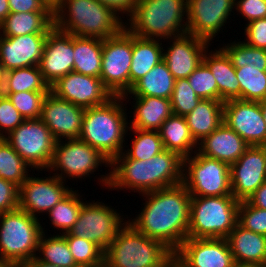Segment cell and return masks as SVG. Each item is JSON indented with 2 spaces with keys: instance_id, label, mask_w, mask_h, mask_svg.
<instances>
[{
  "instance_id": "obj_10",
  "label": "cell",
  "mask_w": 266,
  "mask_h": 267,
  "mask_svg": "<svg viewBox=\"0 0 266 267\" xmlns=\"http://www.w3.org/2000/svg\"><path fill=\"white\" fill-rule=\"evenodd\" d=\"M132 52L133 35L126 28L103 39L100 79L113 96H123L130 90Z\"/></svg>"
},
{
  "instance_id": "obj_1",
  "label": "cell",
  "mask_w": 266,
  "mask_h": 267,
  "mask_svg": "<svg viewBox=\"0 0 266 267\" xmlns=\"http://www.w3.org/2000/svg\"><path fill=\"white\" fill-rule=\"evenodd\" d=\"M145 206L132 220L136 230L147 237L160 241L173 253L185 241L190 223L191 195L179 185L143 193Z\"/></svg>"
},
{
  "instance_id": "obj_12",
  "label": "cell",
  "mask_w": 266,
  "mask_h": 267,
  "mask_svg": "<svg viewBox=\"0 0 266 267\" xmlns=\"http://www.w3.org/2000/svg\"><path fill=\"white\" fill-rule=\"evenodd\" d=\"M121 217L117 210L114 211L107 204L85 201L69 233L95 243L105 252L127 224Z\"/></svg>"
},
{
  "instance_id": "obj_9",
  "label": "cell",
  "mask_w": 266,
  "mask_h": 267,
  "mask_svg": "<svg viewBox=\"0 0 266 267\" xmlns=\"http://www.w3.org/2000/svg\"><path fill=\"white\" fill-rule=\"evenodd\" d=\"M4 139L32 168L48 169L54 154L56 140L47 125L39 119L24 120Z\"/></svg>"
},
{
  "instance_id": "obj_34",
  "label": "cell",
  "mask_w": 266,
  "mask_h": 267,
  "mask_svg": "<svg viewBox=\"0 0 266 267\" xmlns=\"http://www.w3.org/2000/svg\"><path fill=\"white\" fill-rule=\"evenodd\" d=\"M103 39L74 36L73 71L99 77L102 68Z\"/></svg>"
},
{
  "instance_id": "obj_42",
  "label": "cell",
  "mask_w": 266,
  "mask_h": 267,
  "mask_svg": "<svg viewBox=\"0 0 266 267\" xmlns=\"http://www.w3.org/2000/svg\"><path fill=\"white\" fill-rule=\"evenodd\" d=\"M132 129L136 136L132 141V146L127 149L126 154L135 160H148L164 150L162 140L158 131L151 130H139L136 128Z\"/></svg>"
},
{
  "instance_id": "obj_38",
  "label": "cell",
  "mask_w": 266,
  "mask_h": 267,
  "mask_svg": "<svg viewBox=\"0 0 266 267\" xmlns=\"http://www.w3.org/2000/svg\"><path fill=\"white\" fill-rule=\"evenodd\" d=\"M30 166L4 139L0 138V178L11 181L19 187L29 177Z\"/></svg>"
},
{
  "instance_id": "obj_13",
  "label": "cell",
  "mask_w": 266,
  "mask_h": 267,
  "mask_svg": "<svg viewBox=\"0 0 266 267\" xmlns=\"http://www.w3.org/2000/svg\"><path fill=\"white\" fill-rule=\"evenodd\" d=\"M234 8L235 0H187V33L210 43Z\"/></svg>"
},
{
  "instance_id": "obj_23",
  "label": "cell",
  "mask_w": 266,
  "mask_h": 267,
  "mask_svg": "<svg viewBox=\"0 0 266 267\" xmlns=\"http://www.w3.org/2000/svg\"><path fill=\"white\" fill-rule=\"evenodd\" d=\"M48 34L0 35V61L5 71L38 66Z\"/></svg>"
},
{
  "instance_id": "obj_35",
  "label": "cell",
  "mask_w": 266,
  "mask_h": 267,
  "mask_svg": "<svg viewBox=\"0 0 266 267\" xmlns=\"http://www.w3.org/2000/svg\"><path fill=\"white\" fill-rule=\"evenodd\" d=\"M24 91H50V86L43 79L39 66L12 69L5 73L1 93H18Z\"/></svg>"
},
{
  "instance_id": "obj_19",
  "label": "cell",
  "mask_w": 266,
  "mask_h": 267,
  "mask_svg": "<svg viewBox=\"0 0 266 267\" xmlns=\"http://www.w3.org/2000/svg\"><path fill=\"white\" fill-rule=\"evenodd\" d=\"M43 79L51 86L58 79L73 71L74 35L55 26L48 32L39 63Z\"/></svg>"
},
{
  "instance_id": "obj_6",
  "label": "cell",
  "mask_w": 266,
  "mask_h": 267,
  "mask_svg": "<svg viewBox=\"0 0 266 267\" xmlns=\"http://www.w3.org/2000/svg\"><path fill=\"white\" fill-rule=\"evenodd\" d=\"M42 227L39 218L19 208L0 214V258L18 267L36 257Z\"/></svg>"
},
{
  "instance_id": "obj_28",
  "label": "cell",
  "mask_w": 266,
  "mask_h": 267,
  "mask_svg": "<svg viewBox=\"0 0 266 267\" xmlns=\"http://www.w3.org/2000/svg\"><path fill=\"white\" fill-rule=\"evenodd\" d=\"M183 159L164 149L149 159L151 191L179 185L183 181Z\"/></svg>"
},
{
  "instance_id": "obj_39",
  "label": "cell",
  "mask_w": 266,
  "mask_h": 267,
  "mask_svg": "<svg viewBox=\"0 0 266 267\" xmlns=\"http://www.w3.org/2000/svg\"><path fill=\"white\" fill-rule=\"evenodd\" d=\"M79 192L74 189L61 201H59L48 213L53 228H59L62 235L68 233L77 221L79 212L84 201L81 200Z\"/></svg>"
},
{
  "instance_id": "obj_14",
  "label": "cell",
  "mask_w": 266,
  "mask_h": 267,
  "mask_svg": "<svg viewBox=\"0 0 266 267\" xmlns=\"http://www.w3.org/2000/svg\"><path fill=\"white\" fill-rule=\"evenodd\" d=\"M182 267H234L226 238H186L174 253Z\"/></svg>"
},
{
  "instance_id": "obj_43",
  "label": "cell",
  "mask_w": 266,
  "mask_h": 267,
  "mask_svg": "<svg viewBox=\"0 0 266 267\" xmlns=\"http://www.w3.org/2000/svg\"><path fill=\"white\" fill-rule=\"evenodd\" d=\"M49 91H24L18 93H2L7 96L25 120L39 119L42 105Z\"/></svg>"
},
{
  "instance_id": "obj_18",
  "label": "cell",
  "mask_w": 266,
  "mask_h": 267,
  "mask_svg": "<svg viewBox=\"0 0 266 267\" xmlns=\"http://www.w3.org/2000/svg\"><path fill=\"white\" fill-rule=\"evenodd\" d=\"M50 92L82 108L106 103L113 97L99 77L70 72L50 86Z\"/></svg>"
},
{
  "instance_id": "obj_11",
  "label": "cell",
  "mask_w": 266,
  "mask_h": 267,
  "mask_svg": "<svg viewBox=\"0 0 266 267\" xmlns=\"http://www.w3.org/2000/svg\"><path fill=\"white\" fill-rule=\"evenodd\" d=\"M65 142V143H64ZM56 141L52 161L47 170L61 171L53 173L66 181V178L89 177L99 166L110 167L111 161L99 150L78 139Z\"/></svg>"
},
{
  "instance_id": "obj_54",
  "label": "cell",
  "mask_w": 266,
  "mask_h": 267,
  "mask_svg": "<svg viewBox=\"0 0 266 267\" xmlns=\"http://www.w3.org/2000/svg\"><path fill=\"white\" fill-rule=\"evenodd\" d=\"M18 267H60L38 260L36 257L26 261Z\"/></svg>"
},
{
  "instance_id": "obj_27",
  "label": "cell",
  "mask_w": 266,
  "mask_h": 267,
  "mask_svg": "<svg viewBox=\"0 0 266 267\" xmlns=\"http://www.w3.org/2000/svg\"><path fill=\"white\" fill-rule=\"evenodd\" d=\"M133 120L129 128L158 131L172 112L170 99L154 96H134Z\"/></svg>"
},
{
  "instance_id": "obj_24",
  "label": "cell",
  "mask_w": 266,
  "mask_h": 267,
  "mask_svg": "<svg viewBox=\"0 0 266 267\" xmlns=\"http://www.w3.org/2000/svg\"><path fill=\"white\" fill-rule=\"evenodd\" d=\"M198 145L200 154L229 165L235 163L250 146L224 122Z\"/></svg>"
},
{
  "instance_id": "obj_40",
  "label": "cell",
  "mask_w": 266,
  "mask_h": 267,
  "mask_svg": "<svg viewBox=\"0 0 266 267\" xmlns=\"http://www.w3.org/2000/svg\"><path fill=\"white\" fill-rule=\"evenodd\" d=\"M236 42V43H235ZM230 58L234 68L248 66L262 67L266 71V49H259L246 44L244 41H234L221 47Z\"/></svg>"
},
{
  "instance_id": "obj_22",
  "label": "cell",
  "mask_w": 266,
  "mask_h": 267,
  "mask_svg": "<svg viewBox=\"0 0 266 267\" xmlns=\"http://www.w3.org/2000/svg\"><path fill=\"white\" fill-rule=\"evenodd\" d=\"M170 42L167 52L163 49V61L175 80L188 78L203 62L204 53L211 44L188 33L174 37Z\"/></svg>"
},
{
  "instance_id": "obj_58",
  "label": "cell",
  "mask_w": 266,
  "mask_h": 267,
  "mask_svg": "<svg viewBox=\"0 0 266 267\" xmlns=\"http://www.w3.org/2000/svg\"><path fill=\"white\" fill-rule=\"evenodd\" d=\"M178 260L175 256H173L165 265L162 267H176L178 265Z\"/></svg>"
},
{
  "instance_id": "obj_26",
  "label": "cell",
  "mask_w": 266,
  "mask_h": 267,
  "mask_svg": "<svg viewBox=\"0 0 266 267\" xmlns=\"http://www.w3.org/2000/svg\"><path fill=\"white\" fill-rule=\"evenodd\" d=\"M203 62L214 75L218 86V100L226 102L240 99V84L237 80L236 70L227 54L219 48L214 52L208 49L204 53Z\"/></svg>"
},
{
  "instance_id": "obj_29",
  "label": "cell",
  "mask_w": 266,
  "mask_h": 267,
  "mask_svg": "<svg viewBox=\"0 0 266 267\" xmlns=\"http://www.w3.org/2000/svg\"><path fill=\"white\" fill-rule=\"evenodd\" d=\"M223 105L219 100L201 99L185 116L191 136L198 144L223 123Z\"/></svg>"
},
{
  "instance_id": "obj_16",
  "label": "cell",
  "mask_w": 266,
  "mask_h": 267,
  "mask_svg": "<svg viewBox=\"0 0 266 267\" xmlns=\"http://www.w3.org/2000/svg\"><path fill=\"white\" fill-rule=\"evenodd\" d=\"M66 187L63 180L55 175L44 178L29 175L19 187L18 208L38 218L37 214L48 213L72 191V188Z\"/></svg>"
},
{
  "instance_id": "obj_7",
  "label": "cell",
  "mask_w": 266,
  "mask_h": 267,
  "mask_svg": "<svg viewBox=\"0 0 266 267\" xmlns=\"http://www.w3.org/2000/svg\"><path fill=\"white\" fill-rule=\"evenodd\" d=\"M239 203L233 195L191 196L187 238H227L237 224Z\"/></svg>"
},
{
  "instance_id": "obj_50",
  "label": "cell",
  "mask_w": 266,
  "mask_h": 267,
  "mask_svg": "<svg viewBox=\"0 0 266 267\" xmlns=\"http://www.w3.org/2000/svg\"><path fill=\"white\" fill-rule=\"evenodd\" d=\"M235 9L248 20V23L266 18V0H235Z\"/></svg>"
},
{
  "instance_id": "obj_30",
  "label": "cell",
  "mask_w": 266,
  "mask_h": 267,
  "mask_svg": "<svg viewBox=\"0 0 266 267\" xmlns=\"http://www.w3.org/2000/svg\"><path fill=\"white\" fill-rule=\"evenodd\" d=\"M53 27V12L10 13L0 25V35L48 34Z\"/></svg>"
},
{
  "instance_id": "obj_21",
  "label": "cell",
  "mask_w": 266,
  "mask_h": 267,
  "mask_svg": "<svg viewBox=\"0 0 266 267\" xmlns=\"http://www.w3.org/2000/svg\"><path fill=\"white\" fill-rule=\"evenodd\" d=\"M110 167L109 174L98 179L103 186L111 190L128 188L140 194L151 192L149 159H132L123 150L111 161Z\"/></svg>"
},
{
  "instance_id": "obj_51",
  "label": "cell",
  "mask_w": 266,
  "mask_h": 267,
  "mask_svg": "<svg viewBox=\"0 0 266 267\" xmlns=\"http://www.w3.org/2000/svg\"><path fill=\"white\" fill-rule=\"evenodd\" d=\"M10 13L53 12L47 0H8Z\"/></svg>"
},
{
  "instance_id": "obj_49",
  "label": "cell",
  "mask_w": 266,
  "mask_h": 267,
  "mask_svg": "<svg viewBox=\"0 0 266 267\" xmlns=\"http://www.w3.org/2000/svg\"><path fill=\"white\" fill-rule=\"evenodd\" d=\"M245 35L246 44L259 48L266 49V18L251 21L246 24Z\"/></svg>"
},
{
  "instance_id": "obj_55",
  "label": "cell",
  "mask_w": 266,
  "mask_h": 267,
  "mask_svg": "<svg viewBox=\"0 0 266 267\" xmlns=\"http://www.w3.org/2000/svg\"><path fill=\"white\" fill-rule=\"evenodd\" d=\"M10 14L8 0H0V25L5 18Z\"/></svg>"
},
{
  "instance_id": "obj_5",
  "label": "cell",
  "mask_w": 266,
  "mask_h": 267,
  "mask_svg": "<svg viewBox=\"0 0 266 267\" xmlns=\"http://www.w3.org/2000/svg\"><path fill=\"white\" fill-rule=\"evenodd\" d=\"M173 256L164 244L142 234L128 222L104 252V260L112 267H162Z\"/></svg>"
},
{
  "instance_id": "obj_56",
  "label": "cell",
  "mask_w": 266,
  "mask_h": 267,
  "mask_svg": "<svg viewBox=\"0 0 266 267\" xmlns=\"http://www.w3.org/2000/svg\"><path fill=\"white\" fill-rule=\"evenodd\" d=\"M5 69L3 67L2 62L0 61V91L2 90V87L4 85V81H5Z\"/></svg>"
},
{
  "instance_id": "obj_47",
  "label": "cell",
  "mask_w": 266,
  "mask_h": 267,
  "mask_svg": "<svg viewBox=\"0 0 266 267\" xmlns=\"http://www.w3.org/2000/svg\"><path fill=\"white\" fill-rule=\"evenodd\" d=\"M24 120L8 97L0 92V138L7 136V134L16 129Z\"/></svg>"
},
{
  "instance_id": "obj_20",
  "label": "cell",
  "mask_w": 266,
  "mask_h": 267,
  "mask_svg": "<svg viewBox=\"0 0 266 267\" xmlns=\"http://www.w3.org/2000/svg\"><path fill=\"white\" fill-rule=\"evenodd\" d=\"M84 111L85 108L58 98L49 91L42 105L40 119L47 125L56 141L64 138L78 139Z\"/></svg>"
},
{
  "instance_id": "obj_2",
  "label": "cell",
  "mask_w": 266,
  "mask_h": 267,
  "mask_svg": "<svg viewBox=\"0 0 266 267\" xmlns=\"http://www.w3.org/2000/svg\"><path fill=\"white\" fill-rule=\"evenodd\" d=\"M53 9L54 26L74 36L106 39L125 28L121 16L98 0H59Z\"/></svg>"
},
{
  "instance_id": "obj_60",
  "label": "cell",
  "mask_w": 266,
  "mask_h": 267,
  "mask_svg": "<svg viewBox=\"0 0 266 267\" xmlns=\"http://www.w3.org/2000/svg\"><path fill=\"white\" fill-rule=\"evenodd\" d=\"M0 267H13L9 262L0 258Z\"/></svg>"
},
{
  "instance_id": "obj_61",
  "label": "cell",
  "mask_w": 266,
  "mask_h": 267,
  "mask_svg": "<svg viewBox=\"0 0 266 267\" xmlns=\"http://www.w3.org/2000/svg\"><path fill=\"white\" fill-rule=\"evenodd\" d=\"M95 267H112V266L108 262H106L105 260H103L101 263H99Z\"/></svg>"
},
{
  "instance_id": "obj_4",
  "label": "cell",
  "mask_w": 266,
  "mask_h": 267,
  "mask_svg": "<svg viewBox=\"0 0 266 267\" xmlns=\"http://www.w3.org/2000/svg\"><path fill=\"white\" fill-rule=\"evenodd\" d=\"M128 18L125 28L134 36L172 39L187 34V0H138Z\"/></svg>"
},
{
  "instance_id": "obj_48",
  "label": "cell",
  "mask_w": 266,
  "mask_h": 267,
  "mask_svg": "<svg viewBox=\"0 0 266 267\" xmlns=\"http://www.w3.org/2000/svg\"><path fill=\"white\" fill-rule=\"evenodd\" d=\"M19 201V186L0 178V214L16 210Z\"/></svg>"
},
{
  "instance_id": "obj_44",
  "label": "cell",
  "mask_w": 266,
  "mask_h": 267,
  "mask_svg": "<svg viewBox=\"0 0 266 267\" xmlns=\"http://www.w3.org/2000/svg\"><path fill=\"white\" fill-rule=\"evenodd\" d=\"M200 100L201 98L191 88L187 78L175 80L170 98L173 114L185 117L198 105Z\"/></svg>"
},
{
  "instance_id": "obj_62",
  "label": "cell",
  "mask_w": 266,
  "mask_h": 267,
  "mask_svg": "<svg viewBox=\"0 0 266 267\" xmlns=\"http://www.w3.org/2000/svg\"><path fill=\"white\" fill-rule=\"evenodd\" d=\"M53 7L59 0H47Z\"/></svg>"
},
{
  "instance_id": "obj_45",
  "label": "cell",
  "mask_w": 266,
  "mask_h": 267,
  "mask_svg": "<svg viewBox=\"0 0 266 267\" xmlns=\"http://www.w3.org/2000/svg\"><path fill=\"white\" fill-rule=\"evenodd\" d=\"M187 79L191 88L201 99L218 100L216 80L204 62Z\"/></svg>"
},
{
  "instance_id": "obj_59",
  "label": "cell",
  "mask_w": 266,
  "mask_h": 267,
  "mask_svg": "<svg viewBox=\"0 0 266 267\" xmlns=\"http://www.w3.org/2000/svg\"><path fill=\"white\" fill-rule=\"evenodd\" d=\"M260 108L262 110V116L264 118L265 124H266V99L259 101Z\"/></svg>"
},
{
  "instance_id": "obj_15",
  "label": "cell",
  "mask_w": 266,
  "mask_h": 267,
  "mask_svg": "<svg viewBox=\"0 0 266 267\" xmlns=\"http://www.w3.org/2000/svg\"><path fill=\"white\" fill-rule=\"evenodd\" d=\"M223 122L250 146H266V124L259 102L233 99L224 102Z\"/></svg>"
},
{
  "instance_id": "obj_53",
  "label": "cell",
  "mask_w": 266,
  "mask_h": 267,
  "mask_svg": "<svg viewBox=\"0 0 266 267\" xmlns=\"http://www.w3.org/2000/svg\"><path fill=\"white\" fill-rule=\"evenodd\" d=\"M254 207L266 210V181L247 199Z\"/></svg>"
},
{
  "instance_id": "obj_37",
  "label": "cell",
  "mask_w": 266,
  "mask_h": 267,
  "mask_svg": "<svg viewBox=\"0 0 266 267\" xmlns=\"http://www.w3.org/2000/svg\"><path fill=\"white\" fill-rule=\"evenodd\" d=\"M240 84V99L259 102L266 99V71L262 67L235 68Z\"/></svg>"
},
{
  "instance_id": "obj_33",
  "label": "cell",
  "mask_w": 266,
  "mask_h": 267,
  "mask_svg": "<svg viewBox=\"0 0 266 267\" xmlns=\"http://www.w3.org/2000/svg\"><path fill=\"white\" fill-rule=\"evenodd\" d=\"M159 42V39H144L133 35L130 89L163 60V47Z\"/></svg>"
},
{
  "instance_id": "obj_8",
  "label": "cell",
  "mask_w": 266,
  "mask_h": 267,
  "mask_svg": "<svg viewBox=\"0 0 266 267\" xmlns=\"http://www.w3.org/2000/svg\"><path fill=\"white\" fill-rule=\"evenodd\" d=\"M194 156L183 159V181L191 196L232 195L230 165L200 154L196 148Z\"/></svg>"
},
{
  "instance_id": "obj_32",
  "label": "cell",
  "mask_w": 266,
  "mask_h": 267,
  "mask_svg": "<svg viewBox=\"0 0 266 267\" xmlns=\"http://www.w3.org/2000/svg\"><path fill=\"white\" fill-rule=\"evenodd\" d=\"M158 132L164 149L178 153L182 158L191 156L193 149L198 148L184 116L172 114Z\"/></svg>"
},
{
  "instance_id": "obj_3",
  "label": "cell",
  "mask_w": 266,
  "mask_h": 267,
  "mask_svg": "<svg viewBox=\"0 0 266 267\" xmlns=\"http://www.w3.org/2000/svg\"><path fill=\"white\" fill-rule=\"evenodd\" d=\"M124 101L123 96H113L102 105L86 108L83 114L79 139L99 150L110 161L125 147L129 123Z\"/></svg>"
},
{
  "instance_id": "obj_31",
  "label": "cell",
  "mask_w": 266,
  "mask_h": 267,
  "mask_svg": "<svg viewBox=\"0 0 266 267\" xmlns=\"http://www.w3.org/2000/svg\"><path fill=\"white\" fill-rule=\"evenodd\" d=\"M175 78L162 60L145 76L138 80L131 89L123 95L124 99L132 96H154L170 99L173 93Z\"/></svg>"
},
{
  "instance_id": "obj_57",
  "label": "cell",
  "mask_w": 266,
  "mask_h": 267,
  "mask_svg": "<svg viewBox=\"0 0 266 267\" xmlns=\"http://www.w3.org/2000/svg\"><path fill=\"white\" fill-rule=\"evenodd\" d=\"M234 267H266V264L235 263Z\"/></svg>"
},
{
  "instance_id": "obj_17",
  "label": "cell",
  "mask_w": 266,
  "mask_h": 267,
  "mask_svg": "<svg viewBox=\"0 0 266 267\" xmlns=\"http://www.w3.org/2000/svg\"><path fill=\"white\" fill-rule=\"evenodd\" d=\"M266 181V146H249L230 165L232 195L238 201L247 200Z\"/></svg>"
},
{
  "instance_id": "obj_41",
  "label": "cell",
  "mask_w": 266,
  "mask_h": 267,
  "mask_svg": "<svg viewBox=\"0 0 266 267\" xmlns=\"http://www.w3.org/2000/svg\"><path fill=\"white\" fill-rule=\"evenodd\" d=\"M75 263L79 267H95L104 260V251L95 243L73 236L69 232L63 234Z\"/></svg>"
},
{
  "instance_id": "obj_46",
  "label": "cell",
  "mask_w": 266,
  "mask_h": 267,
  "mask_svg": "<svg viewBox=\"0 0 266 267\" xmlns=\"http://www.w3.org/2000/svg\"><path fill=\"white\" fill-rule=\"evenodd\" d=\"M237 223L246 230L266 236V210L252 206L247 200L239 203Z\"/></svg>"
},
{
  "instance_id": "obj_36",
  "label": "cell",
  "mask_w": 266,
  "mask_h": 267,
  "mask_svg": "<svg viewBox=\"0 0 266 267\" xmlns=\"http://www.w3.org/2000/svg\"><path fill=\"white\" fill-rule=\"evenodd\" d=\"M36 258L42 262L60 267H79L70 252L65 236L60 233L46 237L45 232L40 237ZM42 253V254H41Z\"/></svg>"
},
{
  "instance_id": "obj_25",
  "label": "cell",
  "mask_w": 266,
  "mask_h": 267,
  "mask_svg": "<svg viewBox=\"0 0 266 267\" xmlns=\"http://www.w3.org/2000/svg\"><path fill=\"white\" fill-rule=\"evenodd\" d=\"M235 263L266 264V236L244 229L238 223L226 238Z\"/></svg>"
},
{
  "instance_id": "obj_52",
  "label": "cell",
  "mask_w": 266,
  "mask_h": 267,
  "mask_svg": "<svg viewBox=\"0 0 266 267\" xmlns=\"http://www.w3.org/2000/svg\"><path fill=\"white\" fill-rule=\"evenodd\" d=\"M101 4L112 9L118 16L119 13L128 14L125 16H131L134 12L135 6L138 0H98Z\"/></svg>"
}]
</instances>
